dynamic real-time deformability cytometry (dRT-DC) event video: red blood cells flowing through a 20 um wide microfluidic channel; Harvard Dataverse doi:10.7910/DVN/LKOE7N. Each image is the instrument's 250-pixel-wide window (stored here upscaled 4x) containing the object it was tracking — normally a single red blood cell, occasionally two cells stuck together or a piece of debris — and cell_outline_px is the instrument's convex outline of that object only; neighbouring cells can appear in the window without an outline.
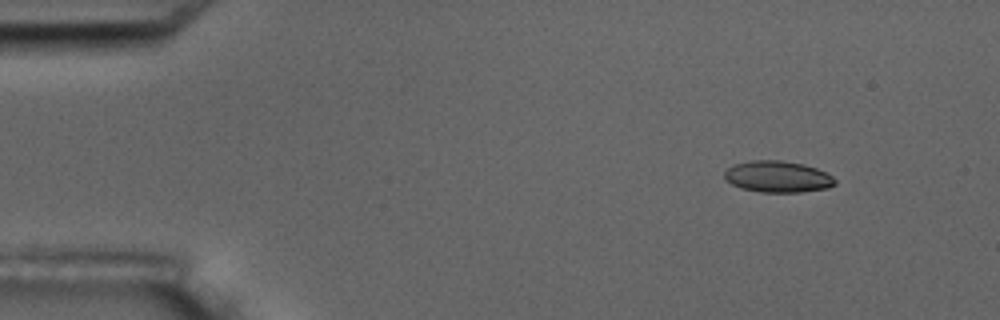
{"species": "common noctule bat (a hibernating species)", "species_latin": "Nyctalus noctula", "temperature_condition": "room temperature", "stored_images_in_passage": 5, "camera_frame_rate_fps": 3000, "um_per_image_px": 0.085, "animal": {"sex": "male", "body_mass_g": 17.5, "forearm_length_mm": 52.3}, "frame": {"image": 1, "passage_image": 2, "time_ms": 1.333, "image_size_px": [1000, 320], "cell_outline_px": [[836, 184], [828, 188], [800, 192], [760, 192], [740, 188], [732, 184], [724, 176], [724, 172], [732, 164], [752, 160], [780, 160], [804, 164], [816, 168], [832, 176], [836, 180]], "centroid_in_image_um": [66.1, 15.01], "position_along_channel_um": 18.9, "area_um2": 20.29}}
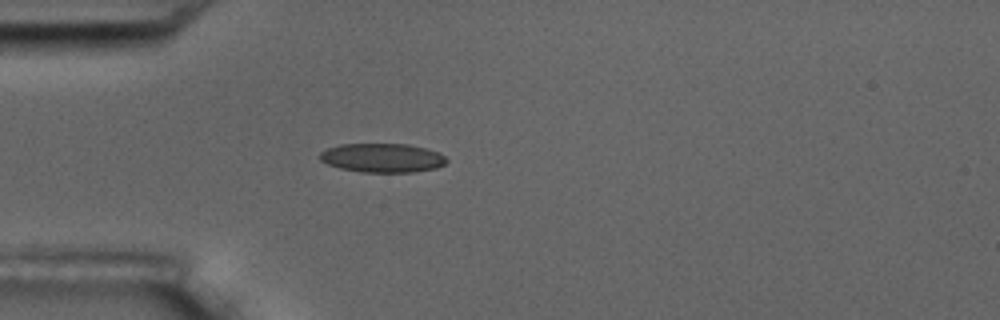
{"frame": {"image": 2, "passage_image": 5, "time_ms": 4.667, "image_size_px": [1000, 320], "cell_outline_px": [[448, 160], [444, 164], [436, 168], [412, 172], [360, 172], [340, 168], [328, 164], [320, 160], [320, 152], [328, 148], [340, 144], [408, 144], [440, 152]], "centroid_in_image_um": [32.5, 13.42], "position_along_channel_um": 52.5, "area_um2": 21.39}}